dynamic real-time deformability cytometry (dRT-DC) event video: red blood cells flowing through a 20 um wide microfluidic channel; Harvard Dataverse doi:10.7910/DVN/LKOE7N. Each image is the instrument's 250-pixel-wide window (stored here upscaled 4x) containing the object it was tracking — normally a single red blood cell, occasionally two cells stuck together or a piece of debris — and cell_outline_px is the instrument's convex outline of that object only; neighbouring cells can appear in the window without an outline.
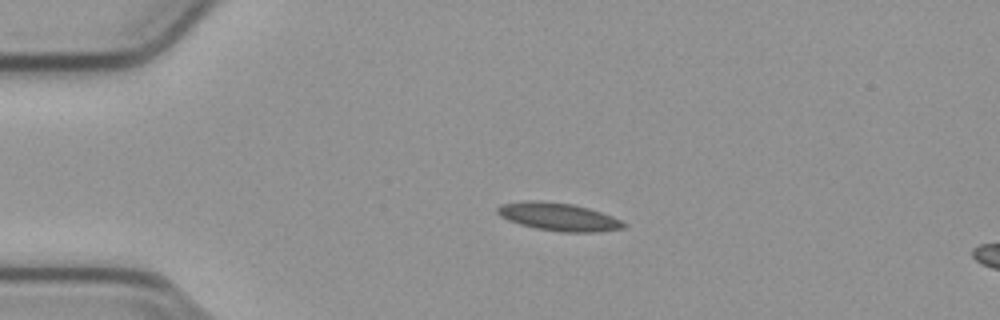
{"species": "common noctule bat (a hibernating species)", "species_latin": "Nyctalus noctula", "temperature_condition": "cold", "stored_images_in_passage": 17, "camera_frame_rate_fps": 3000, "um_per_image_px": 0.085, "animal": {"sex": "male", "body_mass_g": 23.1, "forearm_length_mm": 52.7}, "frame": {"image": 1, "passage_image": 12, "time_ms": 3.667, "image_size_px": [1000, 320], "cell_outline_px": [[628, 224], [624, 228], [592, 232], [560, 232], [536, 228], [520, 224], [508, 220], [500, 216], [496, 212], [496, 208], [500, 204], [524, 200], [540, 200], [572, 204], [588, 208], [612, 216]], "centroid_in_image_um": [47.43, 18.42], "position_along_channel_um": 37.6, "area_um2": 20.58}}